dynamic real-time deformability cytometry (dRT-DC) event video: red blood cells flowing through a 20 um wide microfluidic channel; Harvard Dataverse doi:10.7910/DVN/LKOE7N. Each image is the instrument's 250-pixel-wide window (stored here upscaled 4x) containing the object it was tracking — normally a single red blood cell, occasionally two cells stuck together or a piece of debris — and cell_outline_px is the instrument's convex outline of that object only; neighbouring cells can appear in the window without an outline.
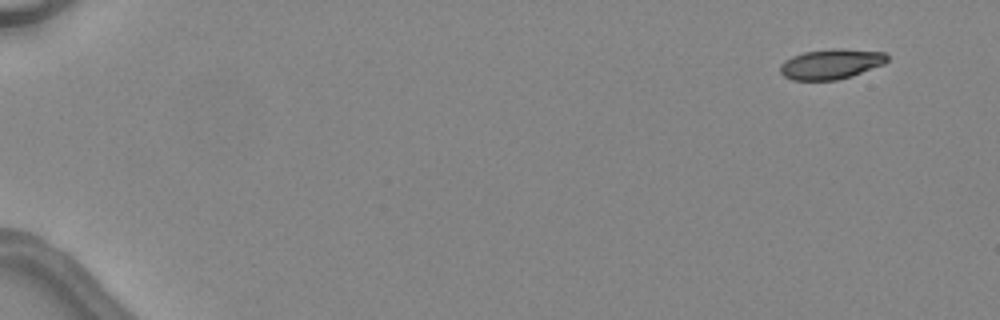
{"species": "common noctule bat (a hibernating species)", "species_latin": "Nyctalus noctula", "temperature_condition": "warm", "stored_images_in_passage": 19, "camera_frame_rate_fps": 3000, "um_per_image_px": 0.085, "animal": {"sex": "female", "body_mass_g": 24.6, "forearm_length_mm": 56.2}, "frame": {"image": 1, "passage_image": 1, "time_ms": 0.0, "image_size_px": [1000, 320], "cell_outline_px": [[888, 60], [884, 64], [852, 76], [836, 80], [792, 80], [784, 76], [780, 72], [780, 64], [784, 60], [792, 56], [804, 52], [832, 48], [840, 48], [884, 52], [888, 56]], "centroid_in_image_um": [70.63, 5.44], "position_along_channel_um": 14.4, "area_um2": 18.9}}
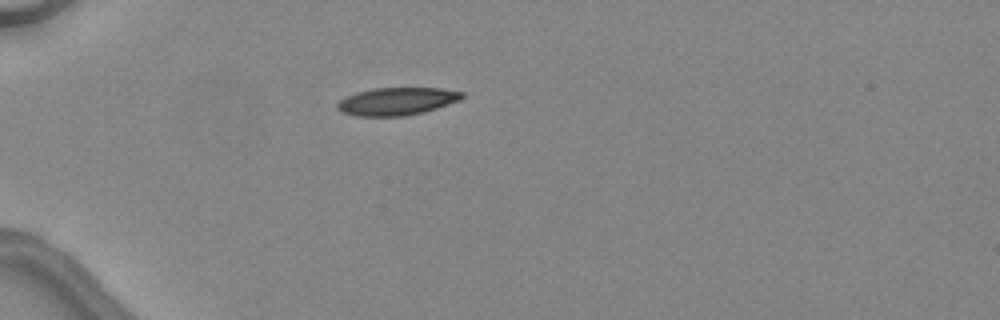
{"frame": {"image": 2, "passage_image": 13, "time_ms": 4.0, "image_size_px": [1000, 320], "cell_outline_px": [[464, 96], [460, 100], [424, 112], [404, 116], [356, 116], [344, 112], [336, 108], [336, 104], [344, 96], [356, 92], [372, 88], [440, 88], [464, 92]], "centroid_in_image_um": [33.71, 8.6], "position_along_channel_um": 51.3, "area_um2": 20.17}}